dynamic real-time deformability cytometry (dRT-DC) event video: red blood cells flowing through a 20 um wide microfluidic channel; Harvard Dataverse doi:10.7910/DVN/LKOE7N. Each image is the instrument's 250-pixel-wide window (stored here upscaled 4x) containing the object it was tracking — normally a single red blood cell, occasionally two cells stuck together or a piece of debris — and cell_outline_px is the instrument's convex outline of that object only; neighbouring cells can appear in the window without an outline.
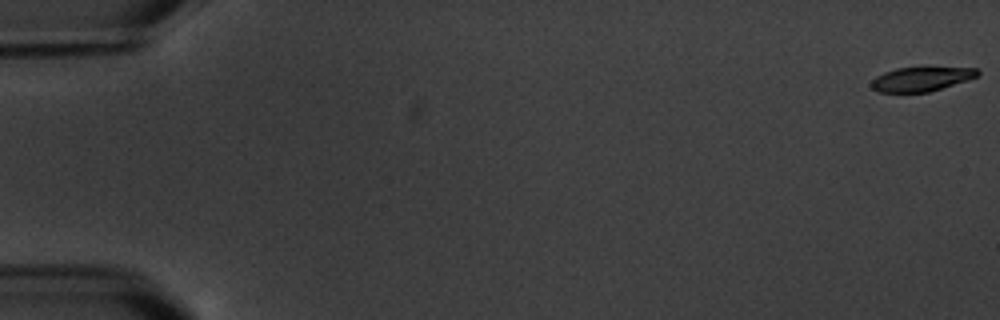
{"species": "common noctule bat (a hibernating species)", "species_latin": "Nyctalus noctula", "temperature_condition": "warm", "stored_images_in_passage": 5, "camera_frame_rate_fps": 3000, "um_per_image_px": 0.085, "animal": {"sex": "male", "body_mass_g": 20.1, "forearm_length_mm": 53.5}, "frame": {"image": 1, "passage_image": 1, "time_ms": 0.0, "image_size_px": [1000, 320], "cell_outline_px": [[980, 76], [928, 92], [876, 92], [868, 84], [876, 76], [884, 72], [896, 68], [976, 68], [980, 72]], "centroid_in_image_um": [78.26, 6.73], "position_along_channel_um": 6.7, "area_um2": 14.91}}
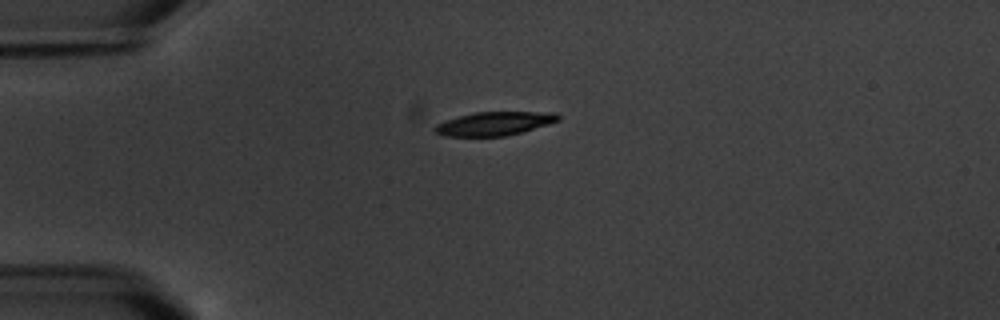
{"frame": {"image": 2, "passage_image": 5, "time_ms": 5.0, "image_size_px": [1000, 320], "cell_outline_px": [[560, 120], [548, 124], [520, 132], [504, 136], [444, 136], [432, 132], [432, 128], [436, 124], [460, 116], [476, 112], [556, 112], [560, 116]], "centroid_in_image_um": [42.0, 10.5], "position_along_channel_um": 43.0, "area_um2": 16.88}}